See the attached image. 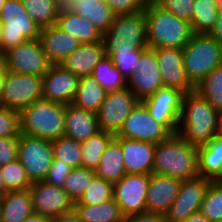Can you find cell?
<instances>
[{
    "instance_id": "cell-32",
    "label": "cell",
    "mask_w": 222,
    "mask_h": 222,
    "mask_svg": "<svg viewBox=\"0 0 222 222\" xmlns=\"http://www.w3.org/2000/svg\"><path fill=\"white\" fill-rule=\"evenodd\" d=\"M218 12L219 6L214 0H195L190 23L192 33L209 34L216 24Z\"/></svg>"
},
{
    "instance_id": "cell-5",
    "label": "cell",
    "mask_w": 222,
    "mask_h": 222,
    "mask_svg": "<svg viewBox=\"0 0 222 222\" xmlns=\"http://www.w3.org/2000/svg\"><path fill=\"white\" fill-rule=\"evenodd\" d=\"M222 64V44L209 34H192L183 48V66L197 86L213 69Z\"/></svg>"
},
{
    "instance_id": "cell-3",
    "label": "cell",
    "mask_w": 222,
    "mask_h": 222,
    "mask_svg": "<svg viewBox=\"0 0 222 222\" xmlns=\"http://www.w3.org/2000/svg\"><path fill=\"white\" fill-rule=\"evenodd\" d=\"M148 48L171 47L183 49L192 36L191 25L163 10L155 2L145 6Z\"/></svg>"
},
{
    "instance_id": "cell-13",
    "label": "cell",
    "mask_w": 222,
    "mask_h": 222,
    "mask_svg": "<svg viewBox=\"0 0 222 222\" xmlns=\"http://www.w3.org/2000/svg\"><path fill=\"white\" fill-rule=\"evenodd\" d=\"M150 175L126 174L114 183L113 199L125 217L146 211Z\"/></svg>"
},
{
    "instance_id": "cell-60",
    "label": "cell",
    "mask_w": 222,
    "mask_h": 222,
    "mask_svg": "<svg viewBox=\"0 0 222 222\" xmlns=\"http://www.w3.org/2000/svg\"><path fill=\"white\" fill-rule=\"evenodd\" d=\"M220 134L222 135V122H221V130H220Z\"/></svg>"
},
{
    "instance_id": "cell-41",
    "label": "cell",
    "mask_w": 222,
    "mask_h": 222,
    "mask_svg": "<svg viewBox=\"0 0 222 222\" xmlns=\"http://www.w3.org/2000/svg\"><path fill=\"white\" fill-rule=\"evenodd\" d=\"M200 212L211 222L222 220V180L210 183Z\"/></svg>"
},
{
    "instance_id": "cell-38",
    "label": "cell",
    "mask_w": 222,
    "mask_h": 222,
    "mask_svg": "<svg viewBox=\"0 0 222 222\" xmlns=\"http://www.w3.org/2000/svg\"><path fill=\"white\" fill-rule=\"evenodd\" d=\"M52 149L53 158L63 161L72 169L82 167L80 142L63 136L52 141Z\"/></svg>"
},
{
    "instance_id": "cell-23",
    "label": "cell",
    "mask_w": 222,
    "mask_h": 222,
    "mask_svg": "<svg viewBox=\"0 0 222 222\" xmlns=\"http://www.w3.org/2000/svg\"><path fill=\"white\" fill-rule=\"evenodd\" d=\"M106 56L103 40L93 44H81L63 59L59 65L78 77L92 74L95 65Z\"/></svg>"
},
{
    "instance_id": "cell-50",
    "label": "cell",
    "mask_w": 222,
    "mask_h": 222,
    "mask_svg": "<svg viewBox=\"0 0 222 222\" xmlns=\"http://www.w3.org/2000/svg\"><path fill=\"white\" fill-rule=\"evenodd\" d=\"M209 35L214 37L218 42L222 44V7H219L216 24L214 25Z\"/></svg>"
},
{
    "instance_id": "cell-45",
    "label": "cell",
    "mask_w": 222,
    "mask_h": 222,
    "mask_svg": "<svg viewBox=\"0 0 222 222\" xmlns=\"http://www.w3.org/2000/svg\"><path fill=\"white\" fill-rule=\"evenodd\" d=\"M71 170L72 168L66 163L59 159L53 158L44 181L53 186L63 187L65 179Z\"/></svg>"
},
{
    "instance_id": "cell-44",
    "label": "cell",
    "mask_w": 222,
    "mask_h": 222,
    "mask_svg": "<svg viewBox=\"0 0 222 222\" xmlns=\"http://www.w3.org/2000/svg\"><path fill=\"white\" fill-rule=\"evenodd\" d=\"M163 10L191 23L195 0H155Z\"/></svg>"
},
{
    "instance_id": "cell-27",
    "label": "cell",
    "mask_w": 222,
    "mask_h": 222,
    "mask_svg": "<svg viewBox=\"0 0 222 222\" xmlns=\"http://www.w3.org/2000/svg\"><path fill=\"white\" fill-rule=\"evenodd\" d=\"M33 213L30 190L7 191L0 197V222H22Z\"/></svg>"
},
{
    "instance_id": "cell-2",
    "label": "cell",
    "mask_w": 222,
    "mask_h": 222,
    "mask_svg": "<svg viewBox=\"0 0 222 222\" xmlns=\"http://www.w3.org/2000/svg\"><path fill=\"white\" fill-rule=\"evenodd\" d=\"M152 174L183 180L198 174L197 147L189 144L178 133L156 144Z\"/></svg>"
},
{
    "instance_id": "cell-59",
    "label": "cell",
    "mask_w": 222,
    "mask_h": 222,
    "mask_svg": "<svg viewBox=\"0 0 222 222\" xmlns=\"http://www.w3.org/2000/svg\"><path fill=\"white\" fill-rule=\"evenodd\" d=\"M219 7H222V0H214Z\"/></svg>"
},
{
    "instance_id": "cell-28",
    "label": "cell",
    "mask_w": 222,
    "mask_h": 222,
    "mask_svg": "<svg viewBox=\"0 0 222 222\" xmlns=\"http://www.w3.org/2000/svg\"><path fill=\"white\" fill-rule=\"evenodd\" d=\"M94 174L112 183L118 182L127 173L123 164L121 143L114 137L105 148Z\"/></svg>"
},
{
    "instance_id": "cell-19",
    "label": "cell",
    "mask_w": 222,
    "mask_h": 222,
    "mask_svg": "<svg viewBox=\"0 0 222 222\" xmlns=\"http://www.w3.org/2000/svg\"><path fill=\"white\" fill-rule=\"evenodd\" d=\"M79 82L80 77L59 64H52L42 76L43 99L63 105L72 104Z\"/></svg>"
},
{
    "instance_id": "cell-14",
    "label": "cell",
    "mask_w": 222,
    "mask_h": 222,
    "mask_svg": "<svg viewBox=\"0 0 222 222\" xmlns=\"http://www.w3.org/2000/svg\"><path fill=\"white\" fill-rule=\"evenodd\" d=\"M211 179L197 176L193 179L183 180L179 192L164 215L168 222H183L191 214L200 211Z\"/></svg>"
},
{
    "instance_id": "cell-54",
    "label": "cell",
    "mask_w": 222,
    "mask_h": 222,
    "mask_svg": "<svg viewBox=\"0 0 222 222\" xmlns=\"http://www.w3.org/2000/svg\"><path fill=\"white\" fill-rule=\"evenodd\" d=\"M7 192V189L5 187L2 175L0 173V197L3 196Z\"/></svg>"
},
{
    "instance_id": "cell-11",
    "label": "cell",
    "mask_w": 222,
    "mask_h": 222,
    "mask_svg": "<svg viewBox=\"0 0 222 222\" xmlns=\"http://www.w3.org/2000/svg\"><path fill=\"white\" fill-rule=\"evenodd\" d=\"M171 134L163 124L157 122L150 115L147 107L140 101L125 119L115 137L148 141L157 144L167 139Z\"/></svg>"
},
{
    "instance_id": "cell-43",
    "label": "cell",
    "mask_w": 222,
    "mask_h": 222,
    "mask_svg": "<svg viewBox=\"0 0 222 222\" xmlns=\"http://www.w3.org/2000/svg\"><path fill=\"white\" fill-rule=\"evenodd\" d=\"M20 135V112L0 106V138Z\"/></svg>"
},
{
    "instance_id": "cell-34",
    "label": "cell",
    "mask_w": 222,
    "mask_h": 222,
    "mask_svg": "<svg viewBox=\"0 0 222 222\" xmlns=\"http://www.w3.org/2000/svg\"><path fill=\"white\" fill-rule=\"evenodd\" d=\"M115 137L114 134L98 131L81 143L82 167L94 170L108 143Z\"/></svg>"
},
{
    "instance_id": "cell-33",
    "label": "cell",
    "mask_w": 222,
    "mask_h": 222,
    "mask_svg": "<svg viewBox=\"0 0 222 222\" xmlns=\"http://www.w3.org/2000/svg\"><path fill=\"white\" fill-rule=\"evenodd\" d=\"M91 75L107 92L127 88L126 77L121 74L107 55L95 65Z\"/></svg>"
},
{
    "instance_id": "cell-22",
    "label": "cell",
    "mask_w": 222,
    "mask_h": 222,
    "mask_svg": "<svg viewBox=\"0 0 222 222\" xmlns=\"http://www.w3.org/2000/svg\"><path fill=\"white\" fill-rule=\"evenodd\" d=\"M39 40L52 64H59L81 45L77 38L62 31L56 25L42 28Z\"/></svg>"
},
{
    "instance_id": "cell-18",
    "label": "cell",
    "mask_w": 222,
    "mask_h": 222,
    "mask_svg": "<svg viewBox=\"0 0 222 222\" xmlns=\"http://www.w3.org/2000/svg\"><path fill=\"white\" fill-rule=\"evenodd\" d=\"M164 87L177 88L184 93L196 86L190 81L183 66V49L163 47L154 49Z\"/></svg>"
},
{
    "instance_id": "cell-53",
    "label": "cell",
    "mask_w": 222,
    "mask_h": 222,
    "mask_svg": "<svg viewBox=\"0 0 222 222\" xmlns=\"http://www.w3.org/2000/svg\"><path fill=\"white\" fill-rule=\"evenodd\" d=\"M183 222H211L200 211L191 214Z\"/></svg>"
},
{
    "instance_id": "cell-25",
    "label": "cell",
    "mask_w": 222,
    "mask_h": 222,
    "mask_svg": "<svg viewBox=\"0 0 222 222\" xmlns=\"http://www.w3.org/2000/svg\"><path fill=\"white\" fill-rule=\"evenodd\" d=\"M199 176L212 181L222 180V135L211 138L205 145L197 147Z\"/></svg>"
},
{
    "instance_id": "cell-15",
    "label": "cell",
    "mask_w": 222,
    "mask_h": 222,
    "mask_svg": "<svg viewBox=\"0 0 222 222\" xmlns=\"http://www.w3.org/2000/svg\"><path fill=\"white\" fill-rule=\"evenodd\" d=\"M184 92L177 88L161 87L141 102L150 115L172 134L177 133Z\"/></svg>"
},
{
    "instance_id": "cell-26",
    "label": "cell",
    "mask_w": 222,
    "mask_h": 222,
    "mask_svg": "<svg viewBox=\"0 0 222 222\" xmlns=\"http://www.w3.org/2000/svg\"><path fill=\"white\" fill-rule=\"evenodd\" d=\"M55 25L77 38L81 44H93L103 37V33L90 21L73 12H59Z\"/></svg>"
},
{
    "instance_id": "cell-49",
    "label": "cell",
    "mask_w": 222,
    "mask_h": 222,
    "mask_svg": "<svg viewBox=\"0 0 222 222\" xmlns=\"http://www.w3.org/2000/svg\"><path fill=\"white\" fill-rule=\"evenodd\" d=\"M51 222H81L77 212L72 208L71 210L64 212L57 217L51 218Z\"/></svg>"
},
{
    "instance_id": "cell-55",
    "label": "cell",
    "mask_w": 222,
    "mask_h": 222,
    "mask_svg": "<svg viewBox=\"0 0 222 222\" xmlns=\"http://www.w3.org/2000/svg\"><path fill=\"white\" fill-rule=\"evenodd\" d=\"M3 88H4V72L0 75V106H1V99L3 96Z\"/></svg>"
},
{
    "instance_id": "cell-51",
    "label": "cell",
    "mask_w": 222,
    "mask_h": 222,
    "mask_svg": "<svg viewBox=\"0 0 222 222\" xmlns=\"http://www.w3.org/2000/svg\"><path fill=\"white\" fill-rule=\"evenodd\" d=\"M59 12H73L75 9L76 0H57Z\"/></svg>"
},
{
    "instance_id": "cell-24",
    "label": "cell",
    "mask_w": 222,
    "mask_h": 222,
    "mask_svg": "<svg viewBox=\"0 0 222 222\" xmlns=\"http://www.w3.org/2000/svg\"><path fill=\"white\" fill-rule=\"evenodd\" d=\"M100 131L96 113L83 110L73 104L65 106L64 136L80 143Z\"/></svg>"
},
{
    "instance_id": "cell-17",
    "label": "cell",
    "mask_w": 222,
    "mask_h": 222,
    "mask_svg": "<svg viewBox=\"0 0 222 222\" xmlns=\"http://www.w3.org/2000/svg\"><path fill=\"white\" fill-rule=\"evenodd\" d=\"M29 190L34 213L53 218L74 206L63 187L53 186L44 180L33 182Z\"/></svg>"
},
{
    "instance_id": "cell-48",
    "label": "cell",
    "mask_w": 222,
    "mask_h": 222,
    "mask_svg": "<svg viewBox=\"0 0 222 222\" xmlns=\"http://www.w3.org/2000/svg\"><path fill=\"white\" fill-rule=\"evenodd\" d=\"M165 216L160 213L154 212H142L139 214L125 217L124 222H164Z\"/></svg>"
},
{
    "instance_id": "cell-47",
    "label": "cell",
    "mask_w": 222,
    "mask_h": 222,
    "mask_svg": "<svg viewBox=\"0 0 222 222\" xmlns=\"http://www.w3.org/2000/svg\"><path fill=\"white\" fill-rule=\"evenodd\" d=\"M19 136L0 138V167L18 158Z\"/></svg>"
},
{
    "instance_id": "cell-30",
    "label": "cell",
    "mask_w": 222,
    "mask_h": 222,
    "mask_svg": "<svg viewBox=\"0 0 222 222\" xmlns=\"http://www.w3.org/2000/svg\"><path fill=\"white\" fill-rule=\"evenodd\" d=\"M107 91L92 76L80 77L72 104L93 113H97L100 105L105 100Z\"/></svg>"
},
{
    "instance_id": "cell-39",
    "label": "cell",
    "mask_w": 222,
    "mask_h": 222,
    "mask_svg": "<svg viewBox=\"0 0 222 222\" xmlns=\"http://www.w3.org/2000/svg\"><path fill=\"white\" fill-rule=\"evenodd\" d=\"M146 48L136 49H105L115 67L128 79L132 73L137 72L139 59Z\"/></svg>"
},
{
    "instance_id": "cell-40",
    "label": "cell",
    "mask_w": 222,
    "mask_h": 222,
    "mask_svg": "<svg viewBox=\"0 0 222 222\" xmlns=\"http://www.w3.org/2000/svg\"><path fill=\"white\" fill-rule=\"evenodd\" d=\"M0 173L7 191L28 190L32 186V182L18 158L1 166Z\"/></svg>"
},
{
    "instance_id": "cell-46",
    "label": "cell",
    "mask_w": 222,
    "mask_h": 222,
    "mask_svg": "<svg viewBox=\"0 0 222 222\" xmlns=\"http://www.w3.org/2000/svg\"><path fill=\"white\" fill-rule=\"evenodd\" d=\"M115 15H125L145 9L147 0H105Z\"/></svg>"
},
{
    "instance_id": "cell-35",
    "label": "cell",
    "mask_w": 222,
    "mask_h": 222,
    "mask_svg": "<svg viewBox=\"0 0 222 222\" xmlns=\"http://www.w3.org/2000/svg\"><path fill=\"white\" fill-rule=\"evenodd\" d=\"M23 7L42 29L56 24L59 15L57 0H21Z\"/></svg>"
},
{
    "instance_id": "cell-58",
    "label": "cell",
    "mask_w": 222,
    "mask_h": 222,
    "mask_svg": "<svg viewBox=\"0 0 222 222\" xmlns=\"http://www.w3.org/2000/svg\"><path fill=\"white\" fill-rule=\"evenodd\" d=\"M6 0H0V12L2 10L3 5L5 4Z\"/></svg>"
},
{
    "instance_id": "cell-9",
    "label": "cell",
    "mask_w": 222,
    "mask_h": 222,
    "mask_svg": "<svg viewBox=\"0 0 222 222\" xmlns=\"http://www.w3.org/2000/svg\"><path fill=\"white\" fill-rule=\"evenodd\" d=\"M2 55L5 70L17 74L43 76L52 65L43 51L39 38L8 49Z\"/></svg>"
},
{
    "instance_id": "cell-21",
    "label": "cell",
    "mask_w": 222,
    "mask_h": 222,
    "mask_svg": "<svg viewBox=\"0 0 222 222\" xmlns=\"http://www.w3.org/2000/svg\"><path fill=\"white\" fill-rule=\"evenodd\" d=\"M181 182L176 178L150 174L146 211L165 215L179 192Z\"/></svg>"
},
{
    "instance_id": "cell-10",
    "label": "cell",
    "mask_w": 222,
    "mask_h": 222,
    "mask_svg": "<svg viewBox=\"0 0 222 222\" xmlns=\"http://www.w3.org/2000/svg\"><path fill=\"white\" fill-rule=\"evenodd\" d=\"M18 159L32 183L43 181L53 160L52 141L21 133Z\"/></svg>"
},
{
    "instance_id": "cell-52",
    "label": "cell",
    "mask_w": 222,
    "mask_h": 222,
    "mask_svg": "<svg viewBox=\"0 0 222 222\" xmlns=\"http://www.w3.org/2000/svg\"><path fill=\"white\" fill-rule=\"evenodd\" d=\"M22 222H51V218L33 212Z\"/></svg>"
},
{
    "instance_id": "cell-7",
    "label": "cell",
    "mask_w": 222,
    "mask_h": 222,
    "mask_svg": "<svg viewBox=\"0 0 222 222\" xmlns=\"http://www.w3.org/2000/svg\"><path fill=\"white\" fill-rule=\"evenodd\" d=\"M147 19L144 10L115 15L110 28L103 33L105 49L147 48Z\"/></svg>"
},
{
    "instance_id": "cell-36",
    "label": "cell",
    "mask_w": 222,
    "mask_h": 222,
    "mask_svg": "<svg viewBox=\"0 0 222 222\" xmlns=\"http://www.w3.org/2000/svg\"><path fill=\"white\" fill-rule=\"evenodd\" d=\"M195 90L222 115V64L198 83Z\"/></svg>"
},
{
    "instance_id": "cell-1",
    "label": "cell",
    "mask_w": 222,
    "mask_h": 222,
    "mask_svg": "<svg viewBox=\"0 0 222 222\" xmlns=\"http://www.w3.org/2000/svg\"><path fill=\"white\" fill-rule=\"evenodd\" d=\"M222 115L196 90L184 93L177 133L199 147L220 134Z\"/></svg>"
},
{
    "instance_id": "cell-37",
    "label": "cell",
    "mask_w": 222,
    "mask_h": 222,
    "mask_svg": "<svg viewBox=\"0 0 222 222\" xmlns=\"http://www.w3.org/2000/svg\"><path fill=\"white\" fill-rule=\"evenodd\" d=\"M114 183L94 176L74 205H98L113 199Z\"/></svg>"
},
{
    "instance_id": "cell-20",
    "label": "cell",
    "mask_w": 222,
    "mask_h": 222,
    "mask_svg": "<svg viewBox=\"0 0 222 222\" xmlns=\"http://www.w3.org/2000/svg\"><path fill=\"white\" fill-rule=\"evenodd\" d=\"M123 152V164L127 174H152L156 144L148 141L115 137Z\"/></svg>"
},
{
    "instance_id": "cell-56",
    "label": "cell",
    "mask_w": 222,
    "mask_h": 222,
    "mask_svg": "<svg viewBox=\"0 0 222 222\" xmlns=\"http://www.w3.org/2000/svg\"><path fill=\"white\" fill-rule=\"evenodd\" d=\"M5 71V64L3 55L0 54V75Z\"/></svg>"
},
{
    "instance_id": "cell-29",
    "label": "cell",
    "mask_w": 222,
    "mask_h": 222,
    "mask_svg": "<svg viewBox=\"0 0 222 222\" xmlns=\"http://www.w3.org/2000/svg\"><path fill=\"white\" fill-rule=\"evenodd\" d=\"M73 13L86 18L102 33L110 28L115 18L105 0H76Z\"/></svg>"
},
{
    "instance_id": "cell-16",
    "label": "cell",
    "mask_w": 222,
    "mask_h": 222,
    "mask_svg": "<svg viewBox=\"0 0 222 222\" xmlns=\"http://www.w3.org/2000/svg\"><path fill=\"white\" fill-rule=\"evenodd\" d=\"M163 86L155 51L147 47L139 59L137 72L127 79V88L142 101Z\"/></svg>"
},
{
    "instance_id": "cell-42",
    "label": "cell",
    "mask_w": 222,
    "mask_h": 222,
    "mask_svg": "<svg viewBox=\"0 0 222 222\" xmlns=\"http://www.w3.org/2000/svg\"><path fill=\"white\" fill-rule=\"evenodd\" d=\"M94 176V170L84 167L74 168L65 179L63 189L72 201L76 202L90 185Z\"/></svg>"
},
{
    "instance_id": "cell-31",
    "label": "cell",
    "mask_w": 222,
    "mask_h": 222,
    "mask_svg": "<svg viewBox=\"0 0 222 222\" xmlns=\"http://www.w3.org/2000/svg\"><path fill=\"white\" fill-rule=\"evenodd\" d=\"M81 222H124L125 216L114 199L98 205H74Z\"/></svg>"
},
{
    "instance_id": "cell-12",
    "label": "cell",
    "mask_w": 222,
    "mask_h": 222,
    "mask_svg": "<svg viewBox=\"0 0 222 222\" xmlns=\"http://www.w3.org/2000/svg\"><path fill=\"white\" fill-rule=\"evenodd\" d=\"M139 102L128 88L107 92L96 113L100 130L116 135Z\"/></svg>"
},
{
    "instance_id": "cell-57",
    "label": "cell",
    "mask_w": 222,
    "mask_h": 222,
    "mask_svg": "<svg viewBox=\"0 0 222 222\" xmlns=\"http://www.w3.org/2000/svg\"><path fill=\"white\" fill-rule=\"evenodd\" d=\"M2 30H3V23L0 20V45H1V39H2Z\"/></svg>"
},
{
    "instance_id": "cell-8",
    "label": "cell",
    "mask_w": 222,
    "mask_h": 222,
    "mask_svg": "<svg viewBox=\"0 0 222 222\" xmlns=\"http://www.w3.org/2000/svg\"><path fill=\"white\" fill-rule=\"evenodd\" d=\"M42 98V76L4 71L1 107L21 112L27 106Z\"/></svg>"
},
{
    "instance_id": "cell-6",
    "label": "cell",
    "mask_w": 222,
    "mask_h": 222,
    "mask_svg": "<svg viewBox=\"0 0 222 222\" xmlns=\"http://www.w3.org/2000/svg\"><path fill=\"white\" fill-rule=\"evenodd\" d=\"M0 20L3 23L1 55L19 44L39 38L41 28L28 15L21 0H6Z\"/></svg>"
},
{
    "instance_id": "cell-4",
    "label": "cell",
    "mask_w": 222,
    "mask_h": 222,
    "mask_svg": "<svg viewBox=\"0 0 222 222\" xmlns=\"http://www.w3.org/2000/svg\"><path fill=\"white\" fill-rule=\"evenodd\" d=\"M65 106L43 98L36 100L20 112L21 133L49 141L63 137Z\"/></svg>"
}]
</instances>
